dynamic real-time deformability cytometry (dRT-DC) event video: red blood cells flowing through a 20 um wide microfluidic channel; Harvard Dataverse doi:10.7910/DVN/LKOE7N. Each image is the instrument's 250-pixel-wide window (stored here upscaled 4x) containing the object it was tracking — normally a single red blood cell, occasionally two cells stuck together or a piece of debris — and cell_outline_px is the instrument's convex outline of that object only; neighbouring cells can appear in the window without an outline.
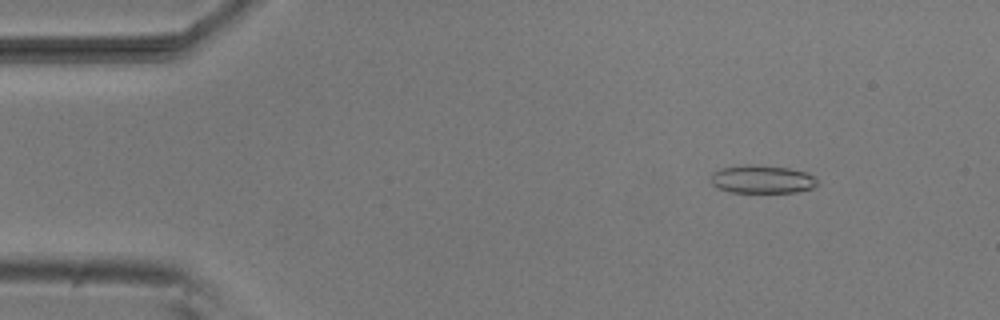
{"species": "common noctule bat (a hibernating species)", "species_latin": "Nyctalus noctula", "temperature_condition": "room temperature", "stored_images_in_passage": 32, "camera_frame_rate_fps": 3000, "um_per_image_px": 0.085, "animal": {"sex": "male", "body_mass_g": 20.5, "forearm_length_mm": 52.5}, "frame": {"image": 1, "passage_image": 7, "time_ms": 2.0, "image_size_px": [1000, 320], "cell_outline_px": [[820, 184], [812, 188], [796, 192], [732, 192], [716, 188], [712, 184], [712, 172], [720, 168], [752, 164], [788, 168], [808, 172]], "centroid_in_image_um": [64.78, 15.24], "position_along_channel_um": 20.2, "area_um2": 17.46}}
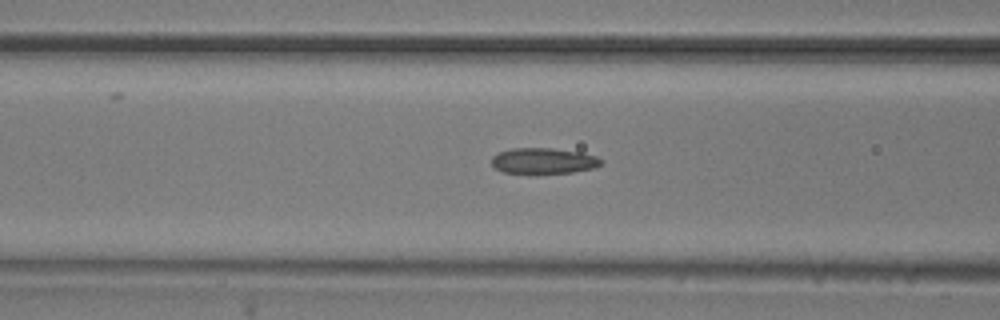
{"frame": {"image": 2, "passage_image": 21, "time_ms": 6.667, "image_size_px": [1000, 320], "cell_outline_px": [[604, 164], [592, 168], [572, 172], [536, 176], [504, 172], [496, 168], [492, 164], [492, 156], [500, 152], [512, 148], [552, 148], [580, 152], [596, 156], [604, 160]], "centroid_in_image_um": [46.21, 13.71], "position_along_channel_um": 120.4, "area_um2": 17.11}}
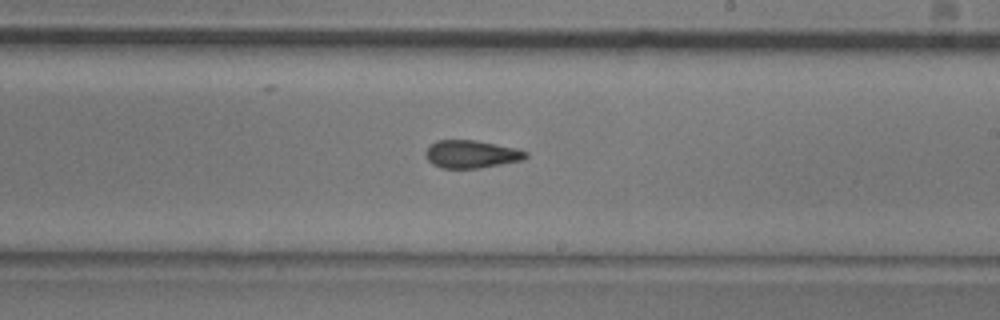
{"frame": {"image": 3, "passage_image": 31, "time_ms": 10.0, "image_size_px": [1000, 320], "cell_outline_px": [[528, 156], [524, 160], [480, 168], [440, 168], [432, 164], [428, 160], [424, 152], [436, 140], [476, 140], [516, 148], [528, 152]], "centroid_in_image_um": [40.08, 13.11], "position_along_channel_um": 248.9, "area_um2": 16.3}}